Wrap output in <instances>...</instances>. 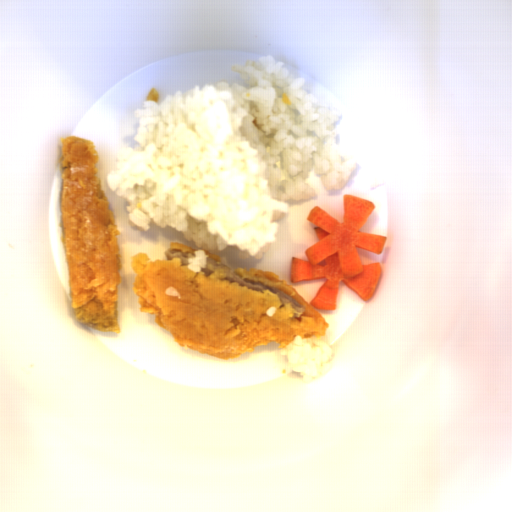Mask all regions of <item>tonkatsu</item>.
Wrapping results in <instances>:
<instances>
[{
	"mask_svg": "<svg viewBox=\"0 0 512 512\" xmlns=\"http://www.w3.org/2000/svg\"><path fill=\"white\" fill-rule=\"evenodd\" d=\"M61 156V238L68 265V295L78 323L97 332L120 333L122 255L116 215L98 178L93 140L66 136Z\"/></svg>",
	"mask_w": 512,
	"mask_h": 512,
	"instance_id": "tonkatsu-2",
	"label": "tonkatsu"
},
{
	"mask_svg": "<svg viewBox=\"0 0 512 512\" xmlns=\"http://www.w3.org/2000/svg\"><path fill=\"white\" fill-rule=\"evenodd\" d=\"M196 248L170 241L167 259L136 252L129 259L135 272L132 292L139 312L174 341L195 352L234 360L270 342L286 348L296 336L318 339L330 324L297 289L269 270L231 269L205 250L206 268L188 269Z\"/></svg>",
	"mask_w": 512,
	"mask_h": 512,
	"instance_id": "tonkatsu-1",
	"label": "tonkatsu"
}]
</instances>
